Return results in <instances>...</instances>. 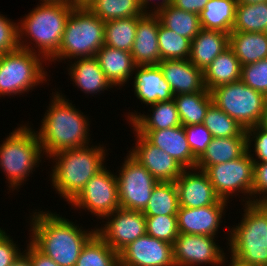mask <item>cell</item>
<instances>
[{"mask_svg": "<svg viewBox=\"0 0 267 266\" xmlns=\"http://www.w3.org/2000/svg\"><path fill=\"white\" fill-rule=\"evenodd\" d=\"M118 171L115 174L120 208L143 211L158 181L129 153Z\"/></svg>", "mask_w": 267, "mask_h": 266, "instance_id": "8fae6325", "label": "cell"}, {"mask_svg": "<svg viewBox=\"0 0 267 266\" xmlns=\"http://www.w3.org/2000/svg\"><path fill=\"white\" fill-rule=\"evenodd\" d=\"M146 218V234L173 244L179 235L176 215L152 216Z\"/></svg>", "mask_w": 267, "mask_h": 266, "instance_id": "ab89813d", "label": "cell"}, {"mask_svg": "<svg viewBox=\"0 0 267 266\" xmlns=\"http://www.w3.org/2000/svg\"><path fill=\"white\" fill-rule=\"evenodd\" d=\"M134 132L136 134L135 147L133 146L128 153L158 182H175L185 168L169 154L152 145L143 135Z\"/></svg>", "mask_w": 267, "mask_h": 266, "instance_id": "2e32d148", "label": "cell"}, {"mask_svg": "<svg viewBox=\"0 0 267 266\" xmlns=\"http://www.w3.org/2000/svg\"><path fill=\"white\" fill-rule=\"evenodd\" d=\"M134 94L140 102L153 105L160 101L173 100L170 84L164 79L158 65L136 66L134 70Z\"/></svg>", "mask_w": 267, "mask_h": 266, "instance_id": "ffe728a7", "label": "cell"}, {"mask_svg": "<svg viewBox=\"0 0 267 266\" xmlns=\"http://www.w3.org/2000/svg\"><path fill=\"white\" fill-rule=\"evenodd\" d=\"M158 46L161 61L188 59L190 55L191 40L178 35L159 23Z\"/></svg>", "mask_w": 267, "mask_h": 266, "instance_id": "f35d334b", "label": "cell"}, {"mask_svg": "<svg viewBox=\"0 0 267 266\" xmlns=\"http://www.w3.org/2000/svg\"><path fill=\"white\" fill-rule=\"evenodd\" d=\"M203 124L213 138L246 137L240 124L214 102L209 106Z\"/></svg>", "mask_w": 267, "mask_h": 266, "instance_id": "74e56055", "label": "cell"}, {"mask_svg": "<svg viewBox=\"0 0 267 266\" xmlns=\"http://www.w3.org/2000/svg\"><path fill=\"white\" fill-rule=\"evenodd\" d=\"M267 29V2L236 4L232 32H265Z\"/></svg>", "mask_w": 267, "mask_h": 266, "instance_id": "e575fe53", "label": "cell"}, {"mask_svg": "<svg viewBox=\"0 0 267 266\" xmlns=\"http://www.w3.org/2000/svg\"><path fill=\"white\" fill-rule=\"evenodd\" d=\"M208 2L209 0H171V5L186 12L199 15Z\"/></svg>", "mask_w": 267, "mask_h": 266, "instance_id": "c3c4849f", "label": "cell"}, {"mask_svg": "<svg viewBox=\"0 0 267 266\" xmlns=\"http://www.w3.org/2000/svg\"><path fill=\"white\" fill-rule=\"evenodd\" d=\"M119 253L97 233L83 247L75 266H118Z\"/></svg>", "mask_w": 267, "mask_h": 266, "instance_id": "8d00e7d4", "label": "cell"}, {"mask_svg": "<svg viewBox=\"0 0 267 266\" xmlns=\"http://www.w3.org/2000/svg\"><path fill=\"white\" fill-rule=\"evenodd\" d=\"M259 198H257L258 196ZM252 202L267 203V163L254 162Z\"/></svg>", "mask_w": 267, "mask_h": 266, "instance_id": "f6af8a7d", "label": "cell"}, {"mask_svg": "<svg viewBox=\"0 0 267 266\" xmlns=\"http://www.w3.org/2000/svg\"><path fill=\"white\" fill-rule=\"evenodd\" d=\"M7 234L0 228V266H10L23 253Z\"/></svg>", "mask_w": 267, "mask_h": 266, "instance_id": "bcb514c9", "label": "cell"}, {"mask_svg": "<svg viewBox=\"0 0 267 266\" xmlns=\"http://www.w3.org/2000/svg\"><path fill=\"white\" fill-rule=\"evenodd\" d=\"M241 81L267 97V59L242 66Z\"/></svg>", "mask_w": 267, "mask_h": 266, "instance_id": "60d3db41", "label": "cell"}, {"mask_svg": "<svg viewBox=\"0 0 267 266\" xmlns=\"http://www.w3.org/2000/svg\"><path fill=\"white\" fill-rule=\"evenodd\" d=\"M150 108L148 115L136 111L128 112L127 120L134 130H161L181 125L174 100L160 101L150 105Z\"/></svg>", "mask_w": 267, "mask_h": 266, "instance_id": "484cf974", "label": "cell"}, {"mask_svg": "<svg viewBox=\"0 0 267 266\" xmlns=\"http://www.w3.org/2000/svg\"><path fill=\"white\" fill-rule=\"evenodd\" d=\"M44 61L42 56L22 48L0 54V97L20 96L47 82Z\"/></svg>", "mask_w": 267, "mask_h": 266, "instance_id": "ba28073f", "label": "cell"}, {"mask_svg": "<svg viewBox=\"0 0 267 266\" xmlns=\"http://www.w3.org/2000/svg\"><path fill=\"white\" fill-rule=\"evenodd\" d=\"M179 207L176 183L158 182L153 188L150 200L142 213L145 217L177 215Z\"/></svg>", "mask_w": 267, "mask_h": 266, "instance_id": "d6a6232c", "label": "cell"}, {"mask_svg": "<svg viewBox=\"0 0 267 266\" xmlns=\"http://www.w3.org/2000/svg\"><path fill=\"white\" fill-rule=\"evenodd\" d=\"M89 1L90 0H71V3H73L74 5H85Z\"/></svg>", "mask_w": 267, "mask_h": 266, "instance_id": "db71d44e", "label": "cell"}, {"mask_svg": "<svg viewBox=\"0 0 267 266\" xmlns=\"http://www.w3.org/2000/svg\"><path fill=\"white\" fill-rule=\"evenodd\" d=\"M245 134L247 142V152L252 157L253 161L267 163V130L259 128L256 125L254 127L246 129ZM252 144H254V149L251 151ZM251 152H254L255 154H252Z\"/></svg>", "mask_w": 267, "mask_h": 266, "instance_id": "7bdbcfd3", "label": "cell"}, {"mask_svg": "<svg viewBox=\"0 0 267 266\" xmlns=\"http://www.w3.org/2000/svg\"><path fill=\"white\" fill-rule=\"evenodd\" d=\"M257 126L259 128L267 130V101L264 105V109L262 111V114H261V117L259 119Z\"/></svg>", "mask_w": 267, "mask_h": 266, "instance_id": "816d5d0a", "label": "cell"}, {"mask_svg": "<svg viewBox=\"0 0 267 266\" xmlns=\"http://www.w3.org/2000/svg\"><path fill=\"white\" fill-rule=\"evenodd\" d=\"M229 47L241 66L267 59V35L265 32H231Z\"/></svg>", "mask_w": 267, "mask_h": 266, "instance_id": "f1b7e54d", "label": "cell"}, {"mask_svg": "<svg viewBox=\"0 0 267 266\" xmlns=\"http://www.w3.org/2000/svg\"><path fill=\"white\" fill-rule=\"evenodd\" d=\"M243 207L240 223L228 229L230 255L245 265L267 266V203L251 202Z\"/></svg>", "mask_w": 267, "mask_h": 266, "instance_id": "5b68a950", "label": "cell"}, {"mask_svg": "<svg viewBox=\"0 0 267 266\" xmlns=\"http://www.w3.org/2000/svg\"><path fill=\"white\" fill-rule=\"evenodd\" d=\"M142 16L105 22L104 45L131 52L136 37L137 22Z\"/></svg>", "mask_w": 267, "mask_h": 266, "instance_id": "836d02e7", "label": "cell"}, {"mask_svg": "<svg viewBox=\"0 0 267 266\" xmlns=\"http://www.w3.org/2000/svg\"><path fill=\"white\" fill-rule=\"evenodd\" d=\"M229 47V34L219 30H205L191 41L189 61L204 71L210 63Z\"/></svg>", "mask_w": 267, "mask_h": 266, "instance_id": "d4e9b609", "label": "cell"}, {"mask_svg": "<svg viewBox=\"0 0 267 266\" xmlns=\"http://www.w3.org/2000/svg\"><path fill=\"white\" fill-rule=\"evenodd\" d=\"M95 57L113 87L117 86L120 89L129 82L130 78H133L136 65L131 52L103 45Z\"/></svg>", "mask_w": 267, "mask_h": 266, "instance_id": "cb8c5ba5", "label": "cell"}, {"mask_svg": "<svg viewBox=\"0 0 267 266\" xmlns=\"http://www.w3.org/2000/svg\"><path fill=\"white\" fill-rule=\"evenodd\" d=\"M236 4V0H209L199 14L201 28L230 34L235 22Z\"/></svg>", "mask_w": 267, "mask_h": 266, "instance_id": "f546056e", "label": "cell"}, {"mask_svg": "<svg viewBox=\"0 0 267 266\" xmlns=\"http://www.w3.org/2000/svg\"><path fill=\"white\" fill-rule=\"evenodd\" d=\"M143 135L152 145L157 146L174 158L185 169L196 168L197 158L193 155L182 125L161 130H133Z\"/></svg>", "mask_w": 267, "mask_h": 266, "instance_id": "d6986e66", "label": "cell"}, {"mask_svg": "<svg viewBox=\"0 0 267 266\" xmlns=\"http://www.w3.org/2000/svg\"><path fill=\"white\" fill-rule=\"evenodd\" d=\"M27 243V250L23 251L31 260L33 266H59L51 258L40 252L30 241Z\"/></svg>", "mask_w": 267, "mask_h": 266, "instance_id": "7dc6e473", "label": "cell"}, {"mask_svg": "<svg viewBox=\"0 0 267 266\" xmlns=\"http://www.w3.org/2000/svg\"><path fill=\"white\" fill-rule=\"evenodd\" d=\"M28 125L24 123L15 128L0 144V169L12 191L20 189L44 156L36 130Z\"/></svg>", "mask_w": 267, "mask_h": 266, "instance_id": "8992f818", "label": "cell"}, {"mask_svg": "<svg viewBox=\"0 0 267 266\" xmlns=\"http://www.w3.org/2000/svg\"><path fill=\"white\" fill-rule=\"evenodd\" d=\"M246 143V137L212 138L197 159L196 168L205 171L209 166L237 159L247 151Z\"/></svg>", "mask_w": 267, "mask_h": 266, "instance_id": "83f0119b", "label": "cell"}, {"mask_svg": "<svg viewBox=\"0 0 267 266\" xmlns=\"http://www.w3.org/2000/svg\"><path fill=\"white\" fill-rule=\"evenodd\" d=\"M105 22L85 5H75L66 22L61 45L49 61L94 57L104 45Z\"/></svg>", "mask_w": 267, "mask_h": 266, "instance_id": "52a82bcc", "label": "cell"}, {"mask_svg": "<svg viewBox=\"0 0 267 266\" xmlns=\"http://www.w3.org/2000/svg\"><path fill=\"white\" fill-rule=\"evenodd\" d=\"M213 102L246 130L258 124L267 97L241 80L212 89Z\"/></svg>", "mask_w": 267, "mask_h": 266, "instance_id": "9c48e42d", "label": "cell"}, {"mask_svg": "<svg viewBox=\"0 0 267 266\" xmlns=\"http://www.w3.org/2000/svg\"><path fill=\"white\" fill-rule=\"evenodd\" d=\"M58 151L49 156L53 159L50 173L52 186L68 204L80 193L85 184L105 166L107 149L100 144Z\"/></svg>", "mask_w": 267, "mask_h": 266, "instance_id": "277c9868", "label": "cell"}, {"mask_svg": "<svg viewBox=\"0 0 267 266\" xmlns=\"http://www.w3.org/2000/svg\"><path fill=\"white\" fill-rule=\"evenodd\" d=\"M205 172L220 199L229 202L230 198L241 193L246 196L245 200L243 196L239 199L241 202H252L254 161L247 151L237 159L209 166Z\"/></svg>", "mask_w": 267, "mask_h": 266, "instance_id": "30bf717a", "label": "cell"}, {"mask_svg": "<svg viewBox=\"0 0 267 266\" xmlns=\"http://www.w3.org/2000/svg\"><path fill=\"white\" fill-rule=\"evenodd\" d=\"M155 0H138L140 8L142 9V11L144 12V14H156L158 13L160 10H162L163 8H165L166 6H168L169 4H171V0H158L159 2H155V4L153 6H150V2L151 4L154 2ZM157 4V5H156ZM151 9H149L150 7ZM153 7V8H152ZM149 9V10H147ZM153 9V10H152Z\"/></svg>", "mask_w": 267, "mask_h": 266, "instance_id": "681fc988", "label": "cell"}, {"mask_svg": "<svg viewBox=\"0 0 267 266\" xmlns=\"http://www.w3.org/2000/svg\"><path fill=\"white\" fill-rule=\"evenodd\" d=\"M159 23L160 19L156 14H144L138 20L131 50L136 66L157 65L161 61L158 46Z\"/></svg>", "mask_w": 267, "mask_h": 266, "instance_id": "44dd1931", "label": "cell"}, {"mask_svg": "<svg viewBox=\"0 0 267 266\" xmlns=\"http://www.w3.org/2000/svg\"><path fill=\"white\" fill-rule=\"evenodd\" d=\"M69 204L77 210H87L100 220L113 213L120 208L116 175L105 164Z\"/></svg>", "mask_w": 267, "mask_h": 266, "instance_id": "7c38bea8", "label": "cell"}, {"mask_svg": "<svg viewBox=\"0 0 267 266\" xmlns=\"http://www.w3.org/2000/svg\"><path fill=\"white\" fill-rule=\"evenodd\" d=\"M228 202L220 199L214 205L199 208L179 207L177 212L178 232L182 234H196L217 236L219 227L223 223L225 207Z\"/></svg>", "mask_w": 267, "mask_h": 266, "instance_id": "e0dca14e", "label": "cell"}, {"mask_svg": "<svg viewBox=\"0 0 267 266\" xmlns=\"http://www.w3.org/2000/svg\"><path fill=\"white\" fill-rule=\"evenodd\" d=\"M10 266H33L30 258L23 252Z\"/></svg>", "mask_w": 267, "mask_h": 266, "instance_id": "f907efd6", "label": "cell"}, {"mask_svg": "<svg viewBox=\"0 0 267 266\" xmlns=\"http://www.w3.org/2000/svg\"><path fill=\"white\" fill-rule=\"evenodd\" d=\"M39 211L30 216L29 241L59 266H75L83 247L96 234V227L88 231L56 212Z\"/></svg>", "mask_w": 267, "mask_h": 266, "instance_id": "6da1fadb", "label": "cell"}, {"mask_svg": "<svg viewBox=\"0 0 267 266\" xmlns=\"http://www.w3.org/2000/svg\"><path fill=\"white\" fill-rule=\"evenodd\" d=\"M122 266H175L173 244L145 234L119 252Z\"/></svg>", "mask_w": 267, "mask_h": 266, "instance_id": "9a60e30c", "label": "cell"}, {"mask_svg": "<svg viewBox=\"0 0 267 266\" xmlns=\"http://www.w3.org/2000/svg\"><path fill=\"white\" fill-rule=\"evenodd\" d=\"M183 127L190 149L193 155L198 159L211 143L213 138L211 132L204 124L185 125Z\"/></svg>", "mask_w": 267, "mask_h": 266, "instance_id": "b9f144b4", "label": "cell"}, {"mask_svg": "<svg viewBox=\"0 0 267 266\" xmlns=\"http://www.w3.org/2000/svg\"><path fill=\"white\" fill-rule=\"evenodd\" d=\"M71 62L69 60L68 74L78 88L85 94H101L103 91L113 88L111 83L105 77L104 72L99 66L97 58L84 57L77 58ZM74 63V64H73Z\"/></svg>", "mask_w": 267, "mask_h": 266, "instance_id": "603a6c76", "label": "cell"}, {"mask_svg": "<svg viewBox=\"0 0 267 266\" xmlns=\"http://www.w3.org/2000/svg\"><path fill=\"white\" fill-rule=\"evenodd\" d=\"M241 72L240 61L233 50L228 47L203 71L205 88L211 91L216 87L239 81Z\"/></svg>", "mask_w": 267, "mask_h": 266, "instance_id": "4316f807", "label": "cell"}, {"mask_svg": "<svg viewBox=\"0 0 267 266\" xmlns=\"http://www.w3.org/2000/svg\"><path fill=\"white\" fill-rule=\"evenodd\" d=\"M19 48L18 24L0 14V54Z\"/></svg>", "mask_w": 267, "mask_h": 266, "instance_id": "ee69618b", "label": "cell"}, {"mask_svg": "<svg viewBox=\"0 0 267 266\" xmlns=\"http://www.w3.org/2000/svg\"><path fill=\"white\" fill-rule=\"evenodd\" d=\"M173 259L175 266H225L224 263L228 262L226 253L216 243L215 237L182 233L173 243Z\"/></svg>", "mask_w": 267, "mask_h": 266, "instance_id": "4fadbf2b", "label": "cell"}, {"mask_svg": "<svg viewBox=\"0 0 267 266\" xmlns=\"http://www.w3.org/2000/svg\"><path fill=\"white\" fill-rule=\"evenodd\" d=\"M229 266H252V265H245L238 260H235L234 258L230 257V263Z\"/></svg>", "mask_w": 267, "mask_h": 266, "instance_id": "f5cc1de1", "label": "cell"}, {"mask_svg": "<svg viewBox=\"0 0 267 266\" xmlns=\"http://www.w3.org/2000/svg\"><path fill=\"white\" fill-rule=\"evenodd\" d=\"M104 226L96 233L116 252L146 234V218L142 211L118 208L105 216Z\"/></svg>", "mask_w": 267, "mask_h": 266, "instance_id": "5bb4252c", "label": "cell"}, {"mask_svg": "<svg viewBox=\"0 0 267 266\" xmlns=\"http://www.w3.org/2000/svg\"><path fill=\"white\" fill-rule=\"evenodd\" d=\"M173 100L182 126L203 124L207 110L213 103L211 92L206 88L202 92L177 94Z\"/></svg>", "mask_w": 267, "mask_h": 266, "instance_id": "4dcf8cb0", "label": "cell"}, {"mask_svg": "<svg viewBox=\"0 0 267 266\" xmlns=\"http://www.w3.org/2000/svg\"><path fill=\"white\" fill-rule=\"evenodd\" d=\"M156 15L164 27L191 41L202 29L198 14L186 12L171 4L160 10Z\"/></svg>", "mask_w": 267, "mask_h": 266, "instance_id": "1f68e13d", "label": "cell"}, {"mask_svg": "<svg viewBox=\"0 0 267 266\" xmlns=\"http://www.w3.org/2000/svg\"><path fill=\"white\" fill-rule=\"evenodd\" d=\"M40 1L36 8L24 18L21 17L17 23L19 48L29 50L50 61L59 50L66 22L75 5L64 0ZM32 44L36 45L37 50Z\"/></svg>", "mask_w": 267, "mask_h": 266, "instance_id": "3957f363", "label": "cell"}, {"mask_svg": "<svg viewBox=\"0 0 267 266\" xmlns=\"http://www.w3.org/2000/svg\"><path fill=\"white\" fill-rule=\"evenodd\" d=\"M52 97L40 129L36 131L45 158L58 151L89 145L91 138L88 116L62 93L56 91Z\"/></svg>", "mask_w": 267, "mask_h": 266, "instance_id": "7a4b0ae2", "label": "cell"}, {"mask_svg": "<svg viewBox=\"0 0 267 266\" xmlns=\"http://www.w3.org/2000/svg\"><path fill=\"white\" fill-rule=\"evenodd\" d=\"M175 183L180 207H205L220 200L206 172L198 168L184 169Z\"/></svg>", "mask_w": 267, "mask_h": 266, "instance_id": "ac0fdd59", "label": "cell"}, {"mask_svg": "<svg viewBox=\"0 0 267 266\" xmlns=\"http://www.w3.org/2000/svg\"><path fill=\"white\" fill-rule=\"evenodd\" d=\"M157 65L170 84L174 96L202 92L205 89L203 71L189 59L162 60Z\"/></svg>", "mask_w": 267, "mask_h": 266, "instance_id": "7402d4cb", "label": "cell"}, {"mask_svg": "<svg viewBox=\"0 0 267 266\" xmlns=\"http://www.w3.org/2000/svg\"><path fill=\"white\" fill-rule=\"evenodd\" d=\"M85 6L104 22L144 15L138 0H90Z\"/></svg>", "mask_w": 267, "mask_h": 266, "instance_id": "d590c367", "label": "cell"}]
</instances>
